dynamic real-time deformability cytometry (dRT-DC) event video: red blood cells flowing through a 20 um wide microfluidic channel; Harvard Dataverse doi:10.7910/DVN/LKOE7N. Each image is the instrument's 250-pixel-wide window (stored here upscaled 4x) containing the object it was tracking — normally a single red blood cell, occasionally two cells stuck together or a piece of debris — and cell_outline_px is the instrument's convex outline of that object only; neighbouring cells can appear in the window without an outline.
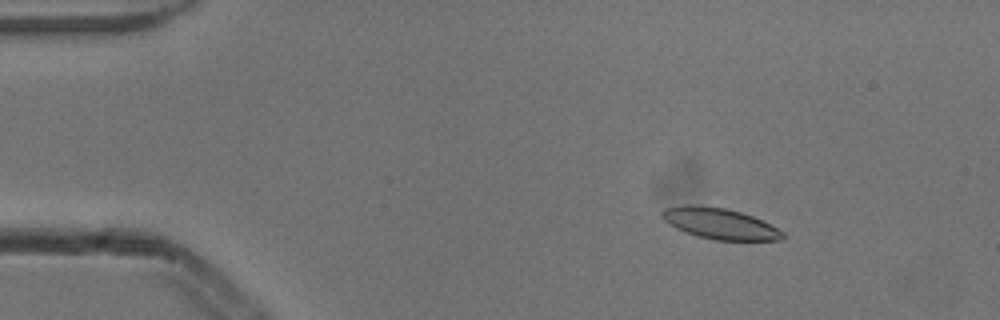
{"species": "common noctule bat (a hibernating species)", "species_latin": "Nyctalus noctula", "temperature_condition": "cold", "stored_images_in_passage": 4, "camera_frame_rate_fps": 3000, "um_per_image_px": 0.085, "animal": {"sex": "male", "body_mass_g": 13.3}, "frame": {"image": 1, "passage_image": 1, "time_ms": 0.0, "image_size_px": [1000, 320], "cell_outline_px": [[788, 236], [784, 240], [712, 240], [696, 236], [684, 232], [668, 224], [660, 216], [660, 212], [664, 208], [684, 204], [696, 204], [724, 208], [740, 212], [752, 216], [784, 232]], "centroid_in_image_um": [61.13, 19.0], "position_along_channel_um": 23.9, "area_um2": 22.02}}
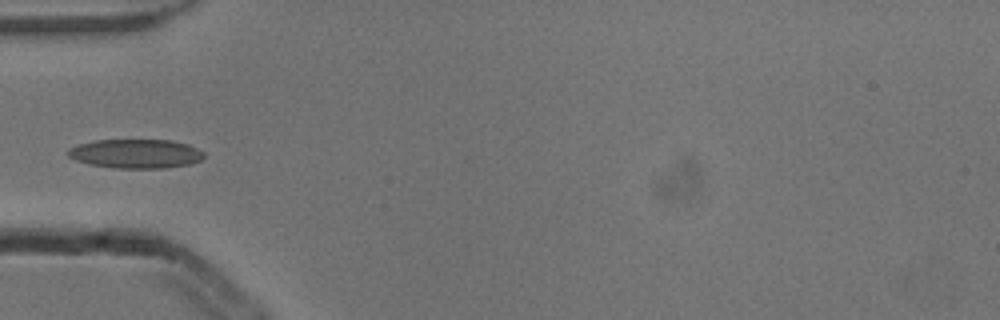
{"frame": {"image": 2, "passage_image": 4, "time_ms": 1.0, "image_size_px": [1000, 320], "cell_outline_px": [[204, 156], [200, 160], [188, 164], [168, 168], [112, 168], [88, 164], [76, 160], [68, 156], [64, 152], [68, 148], [80, 144], [96, 140], [172, 140], [188, 144], [204, 152]], "centroid_in_image_um": [11.51, 13.06], "position_along_channel_um": 73.5, "area_um2": 23.18}}